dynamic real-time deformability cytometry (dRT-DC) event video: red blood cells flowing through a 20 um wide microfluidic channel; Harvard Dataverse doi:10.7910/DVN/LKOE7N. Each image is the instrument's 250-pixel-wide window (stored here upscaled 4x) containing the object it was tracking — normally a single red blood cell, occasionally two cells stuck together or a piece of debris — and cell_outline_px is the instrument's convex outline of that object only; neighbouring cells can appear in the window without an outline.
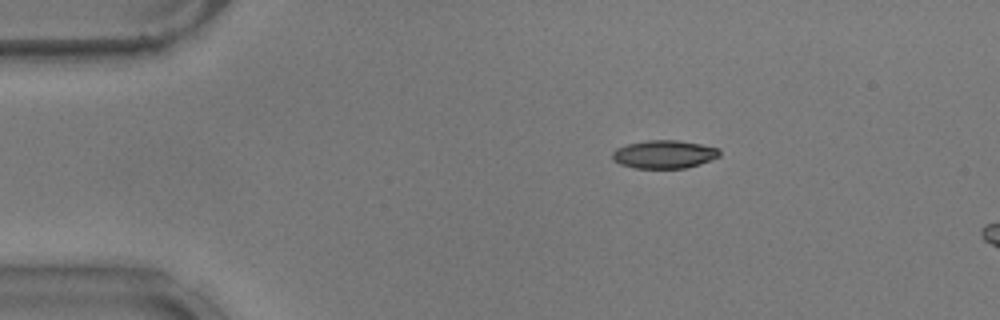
{"species": "common noctule bat (a hibernating species)", "species_latin": "Nyctalus noctula", "temperature_condition": "warm", "stored_images_in_passage": 6, "camera_frame_rate_fps": 3000, "um_per_image_px": 0.085, "animal": {"sex": "male", "body_mass_g": 17.9}, "frame": {"image": 1, "passage_image": 1, "time_ms": 0.0, "image_size_px": [1000, 320], "cell_outline_px": [[720, 156], [700, 164], [684, 168], [632, 168], [620, 164], [612, 160], [612, 152], [616, 148], [628, 144], [648, 140], [676, 140], [700, 144], [720, 148]], "centroid_in_image_um": [56.44, 13.12], "position_along_channel_um": 28.6, "area_um2": 17.63}}